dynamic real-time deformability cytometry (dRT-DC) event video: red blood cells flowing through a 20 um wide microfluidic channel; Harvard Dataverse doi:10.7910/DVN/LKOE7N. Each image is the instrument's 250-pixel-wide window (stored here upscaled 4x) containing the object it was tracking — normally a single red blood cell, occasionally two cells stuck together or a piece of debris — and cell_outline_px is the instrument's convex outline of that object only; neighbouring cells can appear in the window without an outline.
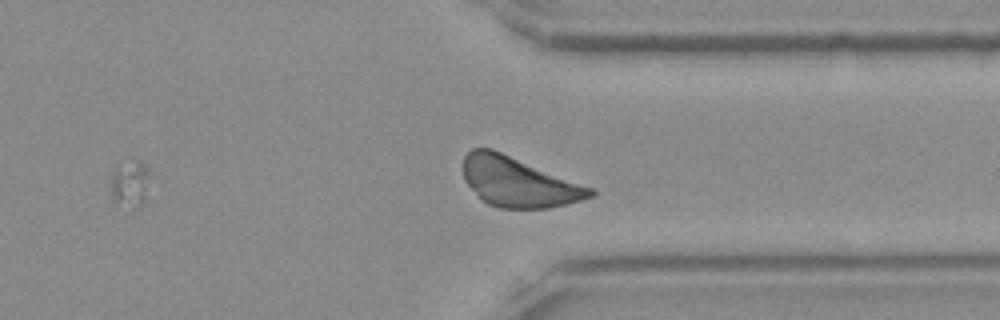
{"species": "Egyptian fruit bat (a non-hibernating species)", "species_latin": "Rousettus aegyptiacus", "temperature_condition": "room temperature", "stored_images_in_passage": 44, "segment_of_instrument_passage": [2, 3], "camera_frame_rate_fps": 3000, "um_per_image_px": 0.085, "frame": {"image": 1, "passage_image": 36, "time_ms": 11.667, "image_size_px": [1000, 320], "cell_outline_px": [[148, 200], [144, 204], [136, 208], [116, 200], [112, 196], [112, 180], [116, 164], [120, 160], [144, 160], [148, 168]], "centroid_in_image_um": [11.12, 15.53], "position_along_channel_um": 400.3, "area_um2": 10.81}}